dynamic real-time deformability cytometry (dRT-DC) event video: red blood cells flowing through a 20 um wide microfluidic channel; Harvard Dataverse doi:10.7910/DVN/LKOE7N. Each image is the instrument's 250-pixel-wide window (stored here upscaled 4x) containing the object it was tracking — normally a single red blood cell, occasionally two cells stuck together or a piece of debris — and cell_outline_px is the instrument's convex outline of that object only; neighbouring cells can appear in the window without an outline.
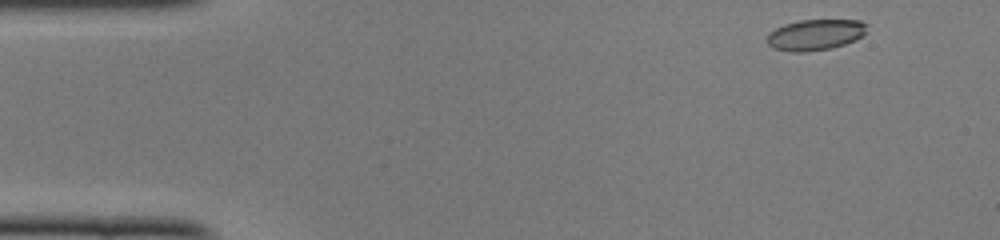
{"species": "common noctule bat (a hibernating species)", "species_latin": "Nyctalus noctula", "temperature_condition": "cold", "stored_images_in_passage": 8, "camera_frame_rate_fps": 3000, "um_per_image_px": 0.085, "animal": {"sex": "female", "body_mass_g": 22.0, "forearm_length_mm": 56.7}, "frame": {"image": 1, "passage_image": 1, "time_ms": 0.0, "image_size_px": [1000, 240], "cell_outline_px": [[868, 24], [864, 32], [856, 40], [832, 48], [800, 52], [792, 52], [772, 48], [768, 44], [768, 32], [784, 24], [800, 20], [860, 20]], "centroid_in_image_um": [69.28, 2.95], "position_along_channel_um": 15.7, "area_um2": 17.92}}